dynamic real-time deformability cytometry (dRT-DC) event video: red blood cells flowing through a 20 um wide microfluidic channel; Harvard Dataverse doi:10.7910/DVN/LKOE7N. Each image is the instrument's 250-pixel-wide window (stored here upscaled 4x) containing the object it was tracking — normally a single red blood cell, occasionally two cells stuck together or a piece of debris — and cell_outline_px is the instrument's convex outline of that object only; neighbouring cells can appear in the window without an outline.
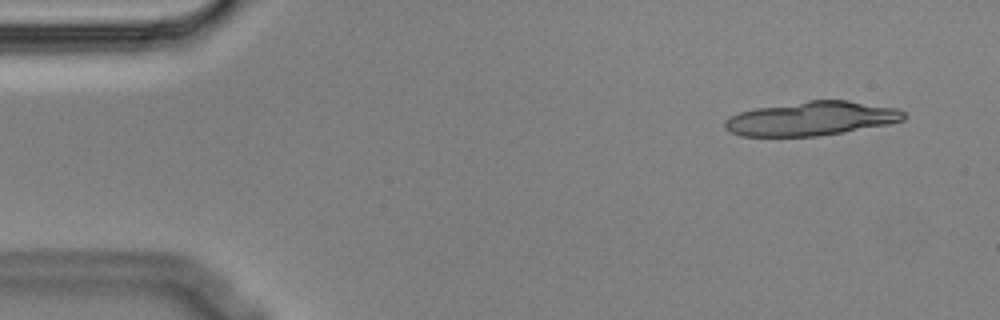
{"species": "Egyptian fruit bat (a non-hibernating species)", "species_latin": "Rousettus aegyptiacus", "temperature_condition": "cold", "stored_images_in_passage": 4, "camera_frame_rate_fps": 3000, "um_per_image_px": 0.085, "animal": {"sex": "male"}, "frame": {"image": 1, "passage_image": 1, "time_ms": 0.0, "image_size_px": [1000, 320], "cell_outline_px": [[908, 116], [904, 120], [888, 124], [844, 132], [816, 136], [740, 136], [724, 128], [724, 120], [740, 112], [756, 108], [808, 100], [848, 100], [900, 108]], "centroid_in_image_um": [69.02, 10.07], "position_along_channel_um": 16.0, "area_um2": 35.6}}